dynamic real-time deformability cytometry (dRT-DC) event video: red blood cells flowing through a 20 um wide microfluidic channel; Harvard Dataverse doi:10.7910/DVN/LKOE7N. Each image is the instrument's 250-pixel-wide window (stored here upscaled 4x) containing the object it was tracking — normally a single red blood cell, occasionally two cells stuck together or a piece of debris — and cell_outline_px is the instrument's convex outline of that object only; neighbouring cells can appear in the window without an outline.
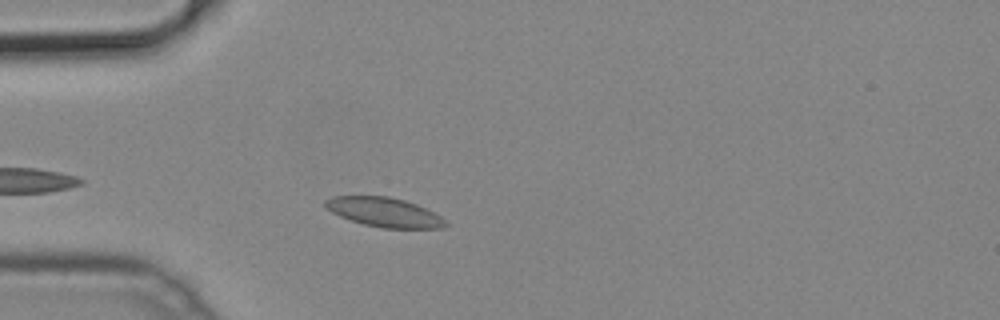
{"species": "common noctule bat (a hibernating species)", "species_latin": "Nyctalus noctula", "temperature_condition": "cold", "stored_images_in_passage": 33, "camera_frame_rate_fps": 3000, "um_per_image_px": 0.085, "animal": {"sex": "male", "body_mass_g": 19.2, "forearm_length_mm": 51.8}, "frame": {"image": 1, "passage_image": 3, "time_ms": 0.667, "image_size_px": [1000, 320], "cell_outline_px": [[448, 224], [444, 228], [384, 228], [364, 224], [340, 216], [332, 212], [324, 204], [324, 200], [332, 196], [388, 196], [404, 200], [416, 204], [440, 216]], "centroid_in_image_um": [32.66, 18.03], "position_along_channel_um": 52.3, "area_um2": 20.29}}
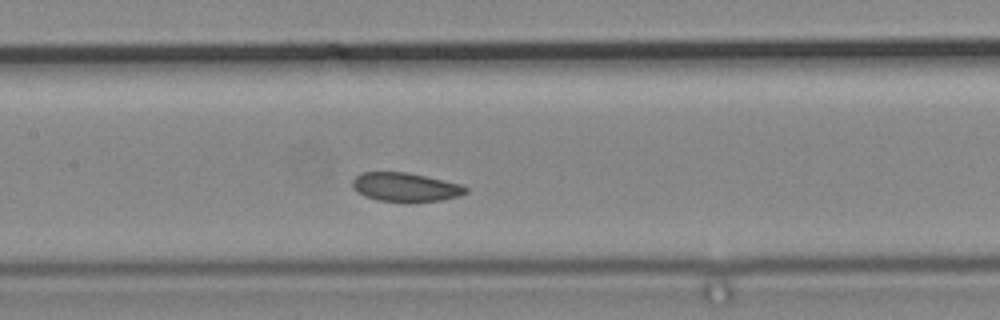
{"frame": {"image": 2, "passage_image": 13, "time_ms": 4.0, "image_size_px": [1000, 320], "cell_outline_px": [[468, 192], [460, 196], [440, 200], [380, 200], [364, 196], [356, 192], [352, 188], [352, 180], [356, 176], [364, 172], [408, 172], [460, 184], [468, 188]], "centroid_in_image_um": [34.44, 15.88], "position_along_channel_um": 173.0, "area_um2": 18.61}}
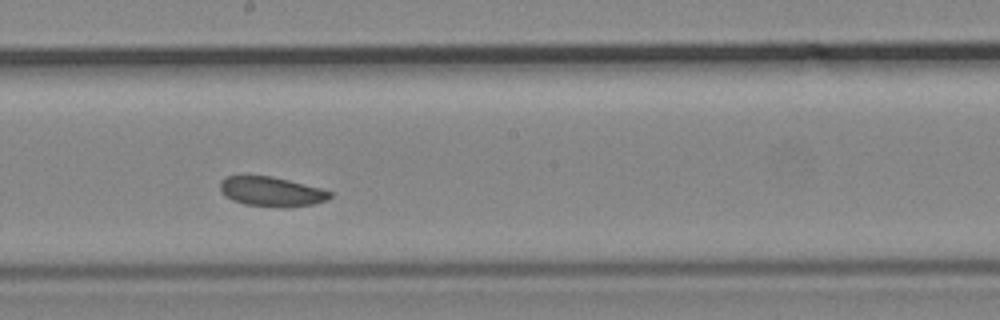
{"frame": {"image": 3, "passage_image": 17, "time_ms": 5.333, "image_size_px": [1000, 320], "cell_outline_px": [[332, 196], [328, 200], [312, 204], [288, 208], [280, 208], [244, 204], [232, 200], [220, 188], [220, 180], [228, 176], [272, 176], [320, 188], [332, 192]], "centroid_in_image_um": [23.11, 16.3], "position_along_channel_um": 225.1, "area_um2": 18.9}}